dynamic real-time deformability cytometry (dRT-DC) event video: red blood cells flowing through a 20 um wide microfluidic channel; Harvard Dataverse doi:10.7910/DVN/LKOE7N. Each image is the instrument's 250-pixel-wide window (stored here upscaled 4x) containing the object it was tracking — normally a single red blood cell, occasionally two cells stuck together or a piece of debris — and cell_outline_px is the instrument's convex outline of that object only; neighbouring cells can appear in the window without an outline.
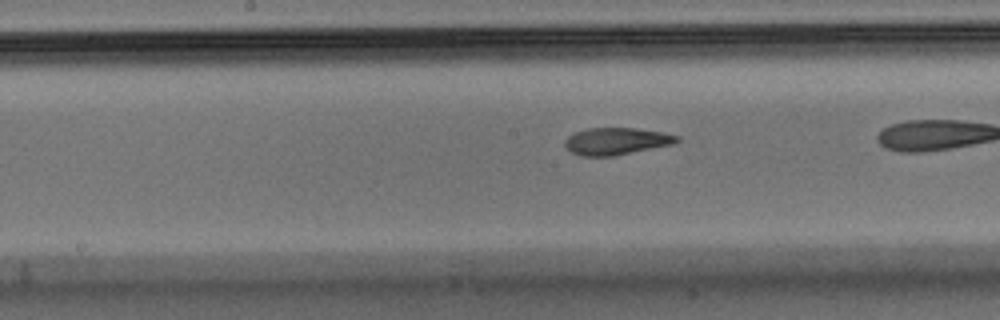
{"species": "Egyptian fruit bat (a non-hibernating species)", "species_latin": "Rousettus aegyptiacus", "temperature_condition": "warm", "stored_images_in_passage": 37, "camera_frame_rate_fps": 3000, "um_per_image_px": 0.085, "animal": {"sex": "male"}, "frame": {"image": 1, "passage_image": 22, "time_ms": 7.0, "image_size_px": [1000, 320], "cell_outline_px": [[680, 140], [672, 144], [612, 156], [580, 156], [572, 152], [564, 144], [564, 140], [568, 136], [576, 132], [588, 128], [632, 128], [664, 132], [680, 136]], "centroid_in_image_um": [52.39, 11.99], "position_along_channel_um": 195.8, "area_um2": 17.51}}